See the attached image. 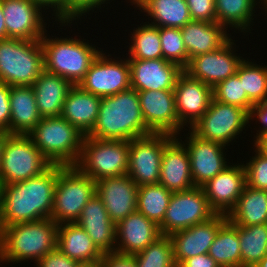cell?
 <instances>
[{"label":"cell","instance_id":"obj_41","mask_svg":"<svg viewBox=\"0 0 267 267\" xmlns=\"http://www.w3.org/2000/svg\"><path fill=\"white\" fill-rule=\"evenodd\" d=\"M159 34L163 58L184 69L188 64V54L182 39L181 29L161 27Z\"/></svg>","mask_w":267,"mask_h":267},{"label":"cell","instance_id":"obj_36","mask_svg":"<svg viewBox=\"0 0 267 267\" xmlns=\"http://www.w3.org/2000/svg\"><path fill=\"white\" fill-rule=\"evenodd\" d=\"M140 25L133 27V31L130 32L131 44L128 43L130 46L127 58L140 60L163 58L159 27L143 21Z\"/></svg>","mask_w":267,"mask_h":267},{"label":"cell","instance_id":"obj_50","mask_svg":"<svg viewBox=\"0 0 267 267\" xmlns=\"http://www.w3.org/2000/svg\"><path fill=\"white\" fill-rule=\"evenodd\" d=\"M177 267H220V266L208 253H206L185 259Z\"/></svg>","mask_w":267,"mask_h":267},{"label":"cell","instance_id":"obj_15","mask_svg":"<svg viewBox=\"0 0 267 267\" xmlns=\"http://www.w3.org/2000/svg\"><path fill=\"white\" fill-rule=\"evenodd\" d=\"M184 130L188 131V134L185 135V140L182 141V136L178 139L188 151L194 185L201 187L230 165L226 161L227 156L226 152H224L228 147L218 142L204 140L195 135L190 129L185 128Z\"/></svg>","mask_w":267,"mask_h":267},{"label":"cell","instance_id":"obj_3","mask_svg":"<svg viewBox=\"0 0 267 267\" xmlns=\"http://www.w3.org/2000/svg\"><path fill=\"white\" fill-rule=\"evenodd\" d=\"M58 224L45 218L0 228V263H37L57 248ZM33 260V261H32Z\"/></svg>","mask_w":267,"mask_h":267},{"label":"cell","instance_id":"obj_46","mask_svg":"<svg viewBox=\"0 0 267 267\" xmlns=\"http://www.w3.org/2000/svg\"><path fill=\"white\" fill-rule=\"evenodd\" d=\"M251 121H255L256 124L258 122V124L262 125L256 130L257 133L253 138V140L255 139L253 142H255L259 138L267 135V102L265 100L260 103L254 104L251 107L248 112V123L251 124Z\"/></svg>","mask_w":267,"mask_h":267},{"label":"cell","instance_id":"obj_24","mask_svg":"<svg viewBox=\"0 0 267 267\" xmlns=\"http://www.w3.org/2000/svg\"><path fill=\"white\" fill-rule=\"evenodd\" d=\"M158 184L172 193L195 187L188 151L176 136L164 147Z\"/></svg>","mask_w":267,"mask_h":267},{"label":"cell","instance_id":"obj_5","mask_svg":"<svg viewBox=\"0 0 267 267\" xmlns=\"http://www.w3.org/2000/svg\"><path fill=\"white\" fill-rule=\"evenodd\" d=\"M28 136L50 163L62 166L76 165L85 137L62 116L42 117Z\"/></svg>","mask_w":267,"mask_h":267},{"label":"cell","instance_id":"obj_31","mask_svg":"<svg viewBox=\"0 0 267 267\" xmlns=\"http://www.w3.org/2000/svg\"><path fill=\"white\" fill-rule=\"evenodd\" d=\"M215 1V11H216V22L228 30L236 29L242 35L251 33L252 28L255 23L254 14L256 11V6L261 10L265 9V15H267V0H214ZM260 4V5H257ZM251 28V29H250ZM247 32V33H246Z\"/></svg>","mask_w":267,"mask_h":267},{"label":"cell","instance_id":"obj_49","mask_svg":"<svg viewBox=\"0 0 267 267\" xmlns=\"http://www.w3.org/2000/svg\"><path fill=\"white\" fill-rule=\"evenodd\" d=\"M34 3L40 5L43 10L49 12L50 8L53 12L56 22H65V0H31ZM45 8V9H44ZM48 10V11H47Z\"/></svg>","mask_w":267,"mask_h":267},{"label":"cell","instance_id":"obj_38","mask_svg":"<svg viewBox=\"0 0 267 267\" xmlns=\"http://www.w3.org/2000/svg\"><path fill=\"white\" fill-rule=\"evenodd\" d=\"M246 58L240 63L237 74L248 99L257 104L264 101L267 96V65H258Z\"/></svg>","mask_w":267,"mask_h":267},{"label":"cell","instance_id":"obj_30","mask_svg":"<svg viewBox=\"0 0 267 267\" xmlns=\"http://www.w3.org/2000/svg\"><path fill=\"white\" fill-rule=\"evenodd\" d=\"M130 3L145 13L144 16L147 14L149 24L159 28L181 29L192 21L186 0H132Z\"/></svg>","mask_w":267,"mask_h":267},{"label":"cell","instance_id":"obj_18","mask_svg":"<svg viewBox=\"0 0 267 267\" xmlns=\"http://www.w3.org/2000/svg\"><path fill=\"white\" fill-rule=\"evenodd\" d=\"M243 163H231L201 188L211 209L216 214L226 215L233 210L246 185V170Z\"/></svg>","mask_w":267,"mask_h":267},{"label":"cell","instance_id":"obj_26","mask_svg":"<svg viewBox=\"0 0 267 267\" xmlns=\"http://www.w3.org/2000/svg\"><path fill=\"white\" fill-rule=\"evenodd\" d=\"M189 59L218 50L231 39V33L217 22L191 21L181 28Z\"/></svg>","mask_w":267,"mask_h":267},{"label":"cell","instance_id":"obj_16","mask_svg":"<svg viewBox=\"0 0 267 267\" xmlns=\"http://www.w3.org/2000/svg\"><path fill=\"white\" fill-rule=\"evenodd\" d=\"M2 9L8 38L41 40L48 31L47 12L31 0H2Z\"/></svg>","mask_w":267,"mask_h":267},{"label":"cell","instance_id":"obj_44","mask_svg":"<svg viewBox=\"0 0 267 267\" xmlns=\"http://www.w3.org/2000/svg\"><path fill=\"white\" fill-rule=\"evenodd\" d=\"M192 21L216 22L214 0H186Z\"/></svg>","mask_w":267,"mask_h":267},{"label":"cell","instance_id":"obj_37","mask_svg":"<svg viewBox=\"0 0 267 267\" xmlns=\"http://www.w3.org/2000/svg\"><path fill=\"white\" fill-rule=\"evenodd\" d=\"M172 192L161 184L142 185L137 192V211L155 222L162 223Z\"/></svg>","mask_w":267,"mask_h":267},{"label":"cell","instance_id":"obj_17","mask_svg":"<svg viewBox=\"0 0 267 267\" xmlns=\"http://www.w3.org/2000/svg\"><path fill=\"white\" fill-rule=\"evenodd\" d=\"M138 96L148 129L179 137L184 127L177 117L174 90L138 91Z\"/></svg>","mask_w":267,"mask_h":267},{"label":"cell","instance_id":"obj_45","mask_svg":"<svg viewBox=\"0 0 267 267\" xmlns=\"http://www.w3.org/2000/svg\"><path fill=\"white\" fill-rule=\"evenodd\" d=\"M77 260L69 258L63 254L58 248L46 254L36 264V267H78Z\"/></svg>","mask_w":267,"mask_h":267},{"label":"cell","instance_id":"obj_40","mask_svg":"<svg viewBox=\"0 0 267 267\" xmlns=\"http://www.w3.org/2000/svg\"><path fill=\"white\" fill-rule=\"evenodd\" d=\"M213 99L223 104L242 107L247 112L254 105L247 97L243 89L242 81L236 73L213 87Z\"/></svg>","mask_w":267,"mask_h":267},{"label":"cell","instance_id":"obj_51","mask_svg":"<svg viewBox=\"0 0 267 267\" xmlns=\"http://www.w3.org/2000/svg\"><path fill=\"white\" fill-rule=\"evenodd\" d=\"M253 145L265 156L267 157V135L256 140Z\"/></svg>","mask_w":267,"mask_h":267},{"label":"cell","instance_id":"obj_47","mask_svg":"<svg viewBox=\"0 0 267 267\" xmlns=\"http://www.w3.org/2000/svg\"><path fill=\"white\" fill-rule=\"evenodd\" d=\"M10 86L0 83V130L10 135Z\"/></svg>","mask_w":267,"mask_h":267},{"label":"cell","instance_id":"obj_19","mask_svg":"<svg viewBox=\"0 0 267 267\" xmlns=\"http://www.w3.org/2000/svg\"><path fill=\"white\" fill-rule=\"evenodd\" d=\"M174 94L179 123L190 129L208 110L213 88L183 71L176 81Z\"/></svg>","mask_w":267,"mask_h":267},{"label":"cell","instance_id":"obj_28","mask_svg":"<svg viewBox=\"0 0 267 267\" xmlns=\"http://www.w3.org/2000/svg\"><path fill=\"white\" fill-rule=\"evenodd\" d=\"M73 86L65 78L44 70L32 85L41 117L61 116L64 101Z\"/></svg>","mask_w":267,"mask_h":267},{"label":"cell","instance_id":"obj_22","mask_svg":"<svg viewBox=\"0 0 267 267\" xmlns=\"http://www.w3.org/2000/svg\"><path fill=\"white\" fill-rule=\"evenodd\" d=\"M227 220L226 215L216 214L206 222L193 225L169 236L173 243L176 265L178 266L185 259L208 253L219 228Z\"/></svg>","mask_w":267,"mask_h":267},{"label":"cell","instance_id":"obj_54","mask_svg":"<svg viewBox=\"0 0 267 267\" xmlns=\"http://www.w3.org/2000/svg\"><path fill=\"white\" fill-rule=\"evenodd\" d=\"M8 135L9 134L7 132L0 130V163H1V154H2L3 145H4V142H5V138Z\"/></svg>","mask_w":267,"mask_h":267},{"label":"cell","instance_id":"obj_39","mask_svg":"<svg viewBox=\"0 0 267 267\" xmlns=\"http://www.w3.org/2000/svg\"><path fill=\"white\" fill-rule=\"evenodd\" d=\"M134 257L137 267H177L169 236L162 235Z\"/></svg>","mask_w":267,"mask_h":267},{"label":"cell","instance_id":"obj_11","mask_svg":"<svg viewBox=\"0 0 267 267\" xmlns=\"http://www.w3.org/2000/svg\"><path fill=\"white\" fill-rule=\"evenodd\" d=\"M215 215L204 190L195 186L182 192L172 193L159 229L162 235L171 236L175 232L206 222Z\"/></svg>","mask_w":267,"mask_h":267},{"label":"cell","instance_id":"obj_20","mask_svg":"<svg viewBox=\"0 0 267 267\" xmlns=\"http://www.w3.org/2000/svg\"><path fill=\"white\" fill-rule=\"evenodd\" d=\"M137 192V184L127 174L105 177L96 182V194L115 224L137 211Z\"/></svg>","mask_w":267,"mask_h":267},{"label":"cell","instance_id":"obj_14","mask_svg":"<svg viewBox=\"0 0 267 267\" xmlns=\"http://www.w3.org/2000/svg\"><path fill=\"white\" fill-rule=\"evenodd\" d=\"M234 42L235 40L231 38L216 51L190 58L183 71L213 88L236 74L240 63L244 60L245 55H237L238 46Z\"/></svg>","mask_w":267,"mask_h":267},{"label":"cell","instance_id":"obj_56","mask_svg":"<svg viewBox=\"0 0 267 267\" xmlns=\"http://www.w3.org/2000/svg\"><path fill=\"white\" fill-rule=\"evenodd\" d=\"M2 187H3V185L0 182V210H1Z\"/></svg>","mask_w":267,"mask_h":267},{"label":"cell","instance_id":"obj_25","mask_svg":"<svg viewBox=\"0 0 267 267\" xmlns=\"http://www.w3.org/2000/svg\"><path fill=\"white\" fill-rule=\"evenodd\" d=\"M76 223L87 232L103 254L115 252L116 224L110 219L97 194L85 205Z\"/></svg>","mask_w":267,"mask_h":267},{"label":"cell","instance_id":"obj_9","mask_svg":"<svg viewBox=\"0 0 267 267\" xmlns=\"http://www.w3.org/2000/svg\"><path fill=\"white\" fill-rule=\"evenodd\" d=\"M51 165L28 135H8L1 154L0 182L7 185L25 181Z\"/></svg>","mask_w":267,"mask_h":267},{"label":"cell","instance_id":"obj_21","mask_svg":"<svg viewBox=\"0 0 267 267\" xmlns=\"http://www.w3.org/2000/svg\"><path fill=\"white\" fill-rule=\"evenodd\" d=\"M130 66V85L138 91L174 90L183 68L164 58L128 59Z\"/></svg>","mask_w":267,"mask_h":267},{"label":"cell","instance_id":"obj_43","mask_svg":"<svg viewBox=\"0 0 267 267\" xmlns=\"http://www.w3.org/2000/svg\"><path fill=\"white\" fill-rule=\"evenodd\" d=\"M111 0H65V22H57L62 27L73 25L77 20L80 22L83 19L82 17L85 15L91 14L97 8V11L103 7V4H110ZM102 5V7H101ZM95 9V10H94ZM91 11V12H90ZM84 14V15H83ZM75 20V22H73ZM73 23V24H72Z\"/></svg>","mask_w":267,"mask_h":267},{"label":"cell","instance_id":"obj_53","mask_svg":"<svg viewBox=\"0 0 267 267\" xmlns=\"http://www.w3.org/2000/svg\"><path fill=\"white\" fill-rule=\"evenodd\" d=\"M78 267H104V262L102 258L95 261L80 262Z\"/></svg>","mask_w":267,"mask_h":267},{"label":"cell","instance_id":"obj_32","mask_svg":"<svg viewBox=\"0 0 267 267\" xmlns=\"http://www.w3.org/2000/svg\"><path fill=\"white\" fill-rule=\"evenodd\" d=\"M57 248L79 263L95 261L103 256L87 232L76 222L58 225Z\"/></svg>","mask_w":267,"mask_h":267},{"label":"cell","instance_id":"obj_42","mask_svg":"<svg viewBox=\"0 0 267 267\" xmlns=\"http://www.w3.org/2000/svg\"><path fill=\"white\" fill-rule=\"evenodd\" d=\"M254 156L244 164L246 170V185L267 190V157H265L254 145Z\"/></svg>","mask_w":267,"mask_h":267},{"label":"cell","instance_id":"obj_33","mask_svg":"<svg viewBox=\"0 0 267 267\" xmlns=\"http://www.w3.org/2000/svg\"><path fill=\"white\" fill-rule=\"evenodd\" d=\"M227 218L231 223L239 226L267 223V190H259L245 185Z\"/></svg>","mask_w":267,"mask_h":267},{"label":"cell","instance_id":"obj_48","mask_svg":"<svg viewBox=\"0 0 267 267\" xmlns=\"http://www.w3.org/2000/svg\"><path fill=\"white\" fill-rule=\"evenodd\" d=\"M102 259L104 267H137L134 255L110 252L104 253Z\"/></svg>","mask_w":267,"mask_h":267},{"label":"cell","instance_id":"obj_35","mask_svg":"<svg viewBox=\"0 0 267 267\" xmlns=\"http://www.w3.org/2000/svg\"><path fill=\"white\" fill-rule=\"evenodd\" d=\"M241 267H254L267 255V223L239 226Z\"/></svg>","mask_w":267,"mask_h":267},{"label":"cell","instance_id":"obj_8","mask_svg":"<svg viewBox=\"0 0 267 267\" xmlns=\"http://www.w3.org/2000/svg\"><path fill=\"white\" fill-rule=\"evenodd\" d=\"M129 141L95 139L85 136L76 167L94 181L127 174Z\"/></svg>","mask_w":267,"mask_h":267},{"label":"cell","instance_id":"obj_2","mask_svg":"<svg viewBox=\"0 0 267 267\" xmlns=\"http://www.w3.org/2000/svg\"><path fill=\"white\" fill-rule=\"evenodd\" d=\"M151 133L142 115L138 92L130 88L101 99L96 123L87 136L130 141Z\"/></svg>","mask_w":267,"mask_h":267},{"label":"cell","instance_id":"obj_52","mask_svg":"<svg viewBox=\"0 0 267 267\" xmlns=\"http://www.w3.org/2000/svg\"><path fill=\"white\" fill-rule=\"evenodd\" d=\"M8 39L6 26L4 22L2 0H0V40Z\"/></svg>","mask_w":267,"mask_h":267},{"label":"cell","instance_id":"obj_23","mask_svg":"<svg viewBox=\"0 0 267 267\" xmlns=\"http://www.w3.org/2000/svg\"><path fill=\"white\" fill-rule=\"evenodd\" d=\"M161 236L155 222L135 211L116 224L115 252L135 255Z\"/></svg>","mask_w":267,"mask_h":267},{"label":"cell","instance_id":"obj_12","mask_svg":"<svg viewBox=\"0 0 267 267\" xmlns=\"http://www.w3.org/2000/svg\"><path fill=\"white\" fill-rule=\"evenodd\" d=\"M175 136L151 133L129 141L127 175L137 186L158 184L164 147Z\"/></svg>","mask_w":267,"mask_h":267},{"label":"cell","instance_id":"obj_4","mask_svg":"<svg viewBox=\"0 0 267 267\" xmlns=\"http://www.w3.org/2000/svg\"><path fill=\"white\" fill-rule=\"evenodd\" d=\"M50 37L46 31L41 38L44 70L78 85L103 49L96 48V45L89 43L87 39H78L76 35L75 38L68 35L65 38L53 35Z\"/></svg>","mask_w":267,"mask_h":267},{"label":"cell","instance_id":"obj_55","mask_svg":"<svg viewBox=\"0 0 267 267\" xmlns=\"http://www.w3.org/2000/svg\"><path fill=\"white\" fill-rule=\"evenodd\" d=\"M254 267H267V255L261 259Z\"/></svg>","mask_w":267,"mask_h":267},{"label":"cell","instance_id":"obj_34","mask_svg":"<svg viewBox=\"0 0 267 267\" xmlns=\"http://www.w3.org/2000/svg\"><path fill=\"white\" fill-rule=\"evenodd\" d=\"M208 254L220 267H241L238 225L227 220L219 228Z\"/></svg>","mask_w":267,"mask_h":267},{"label":"cell","instance_id":"obj_13","mask_svg":"<svg viewBox=\"0 0 267 267\" xmlns=\"http://www.w3.org/2000/svg\"><path fill=\"white\" fill-rule=\"evenodd\" d=\"M111 56L112 54L106 55L102 50L96 57L84 79L78 84L84 91L103 98L131 88L127 56L124 59Z\"/></svg>","mask_w":267,"mask_h":267},{"label":"cell","instance_id":"obj_1","mask_svg":"<svg viewBox=\"0 0 267 267\" xmlns=\"http://www.w3.org/2000/svg\"><path fill=\"white\" fill-rule=\"evenodd\" d=\"M58 165L25 181L3 185L0 228L51 217Z\"/></svg>","mask_w":267,"mask_h":267},{"label":"cell","instance_id":"obj_7","mask_svg":"<svg viewBox=\"0 0 267 267\" xmlns=\"http://www.w3.org/2000/svg\"><path fill=\"white\" fill-rule=\"evenodd\" d=\"M96 194V181L76 166L58 165L51 219L56 224L75 223L85 205Z\"/></svg>","mask_w":267,"mask_h":267},{"label":"cell","instance_id":"obj_10","mask_svg":"<svg viewBox=\"0 0 267 267\" xmlns=\"http://www.w3.org/2000/svg\"><path fill=\"white\" fill-rule=\"evenodd\" d=\"M247 124L250 126L248 112L245 109L212 99L208 110L190 129L204 140L230 146L233 140L237 142L235 138L238 139L243 130L249 128Z\"/></svg>","mask_w":267,"mask_h":267},{"label":"cell","instance_id":"obj_27","mask_svg":"<svg viewBox=\"0 0 267 267\" xmlns=\"http://www.w3.org/2000/svg\"><path fill=\"white\" fill-rule=\"evenodd\" d=\"M101 99L74 85L64 101L61 116L87 136L96 123Z\"/></svg>","mask_w":267,"mask_h":267},{"label":"cell","instance_id":"obj_29","mask_svg":"<svg viewBox=\"0 0 267 267\" xmlns=\"http://www.w3.org/2000/svg\"><path fill=\"white\" fill-rule=\"evenodd\" d=\"M10 135H28L40 122L32 86H10Z\"/></svg>","mask_w":267,"mask_h":267},{"label":"cell","instance_id":"obj_6","mask_svg":"<svg viewBox=\"0 0 267 267\" xmlns=\"http://www.w3.org/2000/svg\"><path fill=\"white\" fill-rule=\"evenodd\" d=\"M44 71L41 40H0V83L32 86Z\"/></svg>","mask_w":267,"mask_h":267}]
</instances>
